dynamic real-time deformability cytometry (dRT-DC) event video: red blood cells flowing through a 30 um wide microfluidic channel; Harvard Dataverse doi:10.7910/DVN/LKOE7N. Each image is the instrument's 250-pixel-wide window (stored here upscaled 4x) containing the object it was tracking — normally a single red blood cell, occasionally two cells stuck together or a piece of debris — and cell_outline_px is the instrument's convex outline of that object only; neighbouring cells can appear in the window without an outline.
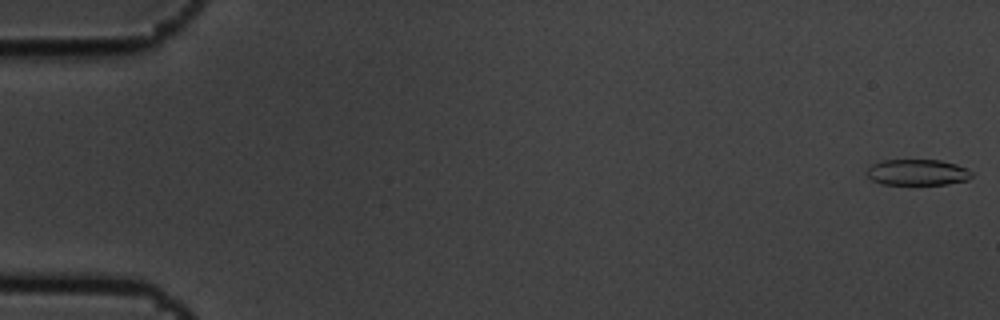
{"species": "common noctule bat (a hibernating species)", "species_latin": "Nyctalus noctula", "temperature_condition": "cold", "stored_images_in_passage": 9, "camera_frame_rate_fps": 3000, "um_per_image_px": 0.085, "animal": {"sex": "male", "body_mass_g": 19.5, "forearm_length_mm": 54.6}, "frame": {"image": 1, "passage_image": 1, "time_ms": 0.0, "image_size_px": [1000, 320], "cell_outline_px": [[972, 176], [968, 180], [948, 184], [880, 184], [872, 180], [864, 172], [872, 164], [884, 160], [940, 160], [956, 164], [972, 172]], "centroid_in_image_um": [77.96, 14.65], "position_along_channel_um": 7.0, "area_um2": 15.9}}
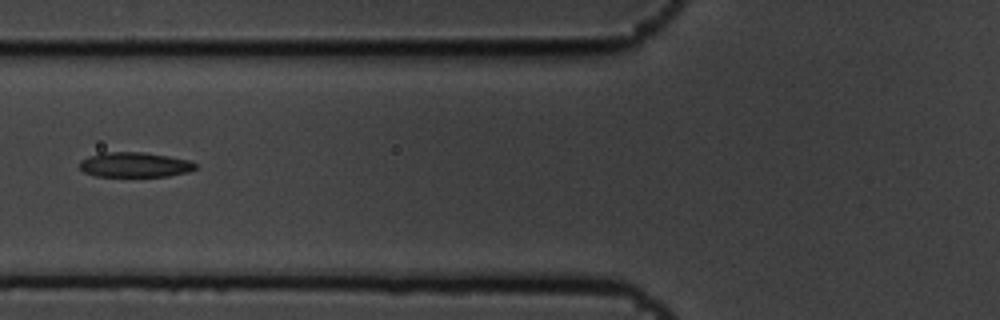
{"frame": {"image": 2, "passage_image": 7, "time_ms": 2.0, "image_size_px": [1000, 320], "cell_outline_px": [[196, 168], [188, 172], [168, 176], [96, 176], [84, 172], [80, 168], [80, 160], [88, 156], [100, 152], [144, 152], [192, 160], [196, 164]], "centroid_in_image_um": [11.45, 13.99], "position_along_channel_um": 114.3, "area_um2": 16.94}}
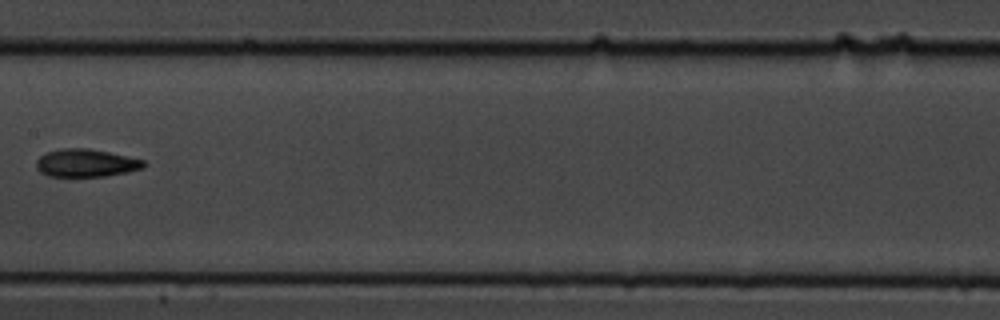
{"frame": {"image": 3, "passage_image": 9, "time_ms": 2.667, "image_size_px": [1000, 320], "cell_outline_px": [[148, 164], [144, 168], [128, 172], [108, 176], [48, 176], [40, 172], [36, 168], [36, 160], [40, 156], [48, 152], [64, 148], [88, 148], [108, 152], [144, 160]], "centroid_in_image_um": [7.33, 13.86], "position_along_channel_um": 200.1, "area_um2": 17.46}}